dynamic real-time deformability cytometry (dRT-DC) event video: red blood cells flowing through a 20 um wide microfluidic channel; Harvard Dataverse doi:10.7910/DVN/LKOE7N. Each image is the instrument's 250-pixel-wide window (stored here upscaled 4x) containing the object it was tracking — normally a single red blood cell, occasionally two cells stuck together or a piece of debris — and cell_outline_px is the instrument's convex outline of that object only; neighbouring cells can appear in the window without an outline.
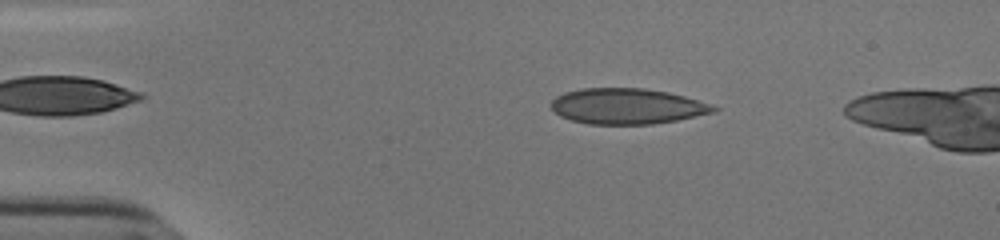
{"species": "human", "species_latin": "Homo sapiens", "temperature_condition": "cold", "stored_images_in_passage": 44, "camera_frame_rate_fps": 3000, "um_per_image_px": 0.085, "donor": {"sex": "male"}, "frame": {"image": 1, "passage_image": 2, "time_ms": 0.333, "image_size_px": [1000, 240], "cell_outline_px": [[720, 108], [716, 112], [676, 120], [652, 124], [588, 124], [572, 120], [560, 116], [552, 108], [552, 100], [556, 96], [564, 92], [580, 88], [644, 88], [668, 92], [684, 96]], "centroid_in_image_um": [53.29, 9.02], "position_along_channel_um": 31.7, "area_um2": 33.64}}
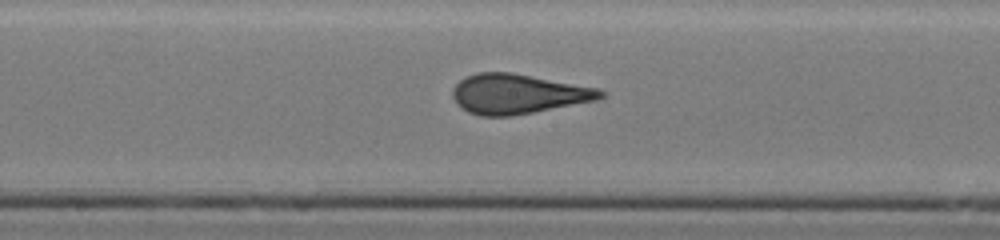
{"frame": {"image": 2, "passage_image": 20, "time_ms": 6.333, "image_size_px": [1000, 240], "cell_outline_px": [[604, 96], [596, 100], [512, 116], [480, 116], [468, 112], [456, 104], [452, 96], [452, 88], [464, 76], [476, 72], [512, 72], [596, 88], [604, 92]], "centroid_in_image_um": [43.94, 7.98], "position_along_channel_um": 204.3, "area_um2": 34.16}}
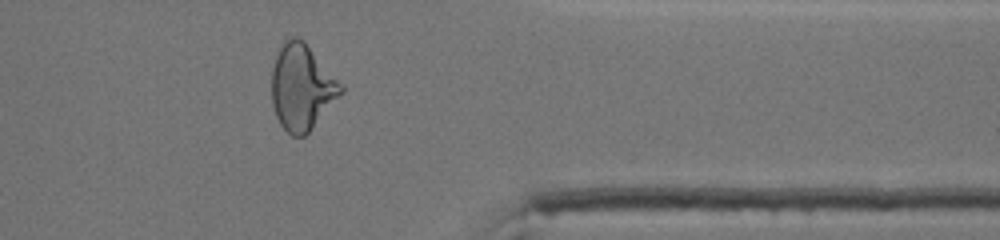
{"frame": {"image": 3, "passage_image": 35, "time_ms": 11.333, "image_size_px": [1000, 240], "cell_outline_px": [[344, 92], [308, 132], [304, 136], [292, 136], [280, 124], [276, 116], [272, 104], [272, 68], [276, 56], [280, 48], [288, 36], [296, 36], [304, 40], [344, 84]], "centroid_in_image_um": [25.68, 7.38], "position_along_channel_um": 385.7, "area_um2": 34.8}}